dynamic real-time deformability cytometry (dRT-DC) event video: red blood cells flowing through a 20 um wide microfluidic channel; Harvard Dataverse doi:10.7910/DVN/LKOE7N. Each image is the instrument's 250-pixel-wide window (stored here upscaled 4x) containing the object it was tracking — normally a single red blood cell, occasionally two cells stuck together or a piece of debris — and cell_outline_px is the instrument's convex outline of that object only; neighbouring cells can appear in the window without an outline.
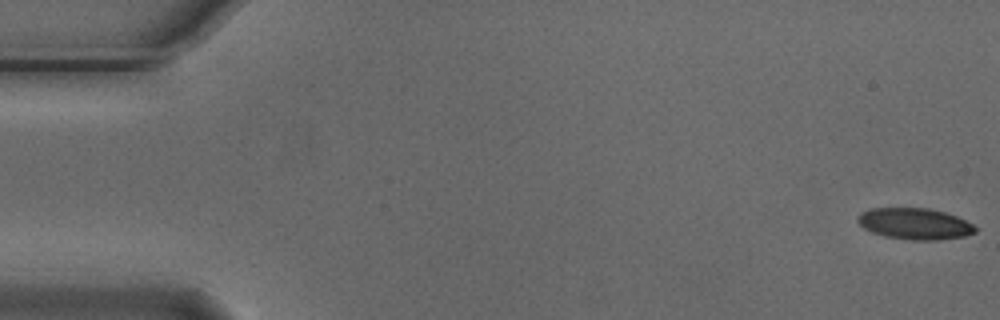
{"species": "Egyptian fruit bat (a non-hibernating species)", "species_latin": "Rousettus aegyptiacus", "temperature_condition": "cold", "stored_images_in_passage": 8, "camera_frame_rate_fps": 3000, "um_per_image_px": 0.085, "animal": {"sex": "male"}, "frame": {"image": 1, "passage_image": 1, "time_ms": 0.0, "image_size_px": [1000, 320], "cell_outline_px": [[976, 232], [964, 236], [940, 240], [912, 240], [884, 236], [872, 232], [864, 228], [856, 220], [856, 216], [860, 212], [868, 208], [928, 208], [944, 212], [956, 216], [972, 224], [976, 228]], "centroid_in_image_um": [77.71, 19.01], "position_along_channel_um": 7.3, "area_um2": 21.5}}
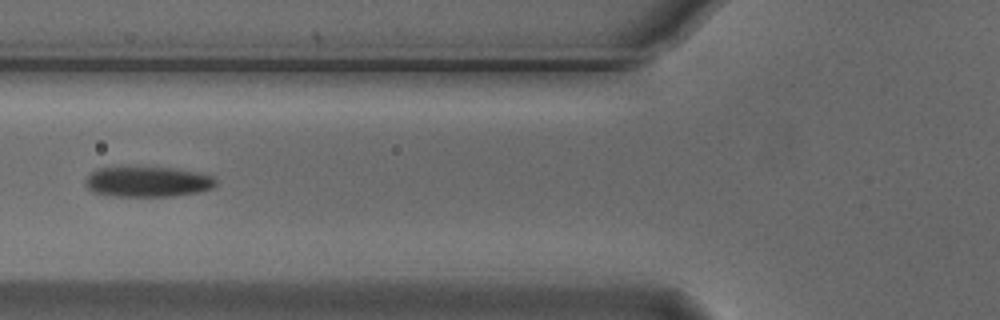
{"frame": {"image": 2, "passage_image": 6, "time_ms": 1.667, "image_size_px": [1000, 320], "cell_outline_px": [[216, 184], [212, 188], [196, 192], [172, 196], [112, 196], [92, 192], [84, 184], [84, 180], [96, 168], [168, 168], [196, 172], [212, 176], [216, 180]], "centroid_in_image_um": [12.51, 15.46], "position_along_channel_um": 113.3, "area_um2": 22.72}}
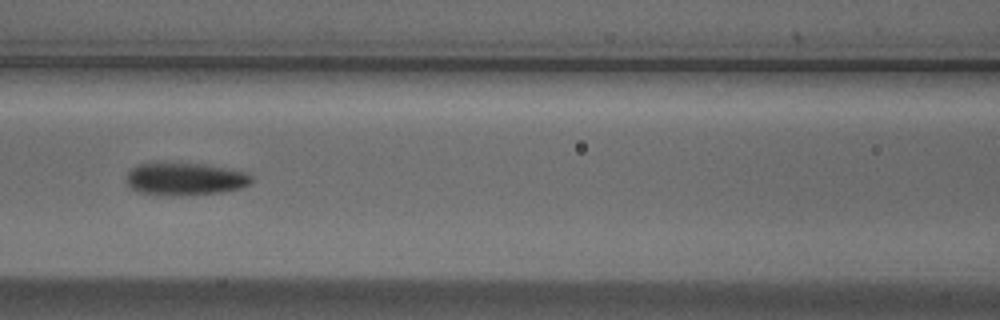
{"frame": {"image": 3, "passage_image": 7, "time_ms": 2.0, "image_size_px": [1000, 320], "cell_outline_px": [[252, 184], [240, 188], [220, 192], [180, 196], [172, 196], [140, 192], [128, 188], [124, 180], [128, 172], [136, 164], [208, 164], [248, 172], [252, 176]], "centroid_in_image_um": [15.74, 15.23], "position_along_channel_um": 150.9, "area_um2": 23.93}}